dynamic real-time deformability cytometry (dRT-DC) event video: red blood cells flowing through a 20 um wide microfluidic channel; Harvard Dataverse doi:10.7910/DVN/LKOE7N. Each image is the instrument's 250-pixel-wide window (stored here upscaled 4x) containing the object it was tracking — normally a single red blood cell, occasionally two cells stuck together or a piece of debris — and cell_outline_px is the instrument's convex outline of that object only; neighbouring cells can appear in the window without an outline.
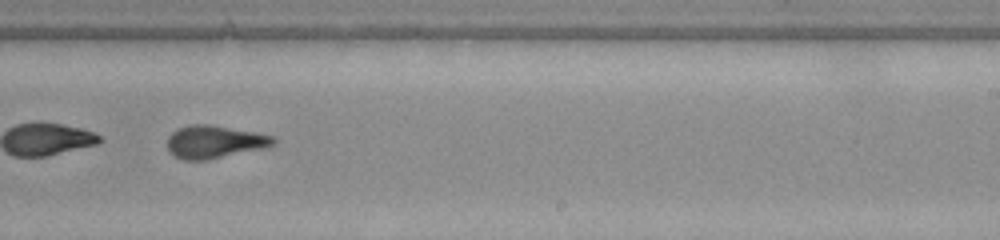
{"species": "common noctule bat (a hibernating species)", "species_latin": "Nyctalus noctula", "temperature_condition": "warm", "stored_images_in_passage": 47, "camera_frame_rate_fps": 3000, "um_per_image_px": 0.085, "animal": {"sex": "female", "body_mass_g": 22.0, "forearm_length_mm": 56.7}, "frame": {"image": 1, "passage_image": 30, "time_ms": 9.667, "image_size_px": [1000, 240], "cell_outline_px": [[276, 140], [272, 144], [260, 148], [208, 160], [184, 160], [168, 152], [168, 136], [172, 132], [180, 128], [192, 124], [208, 124], [252, 132], [272, 136]], "centroid_in_image_um": [18.15, 12.06], "position_along_channel_um": 270.8, "area_um2": 19.71}}
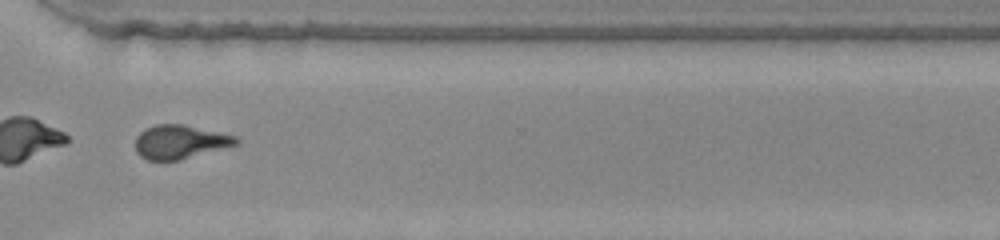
{"frame": {"image": 2, "passage_image": 36, "time_ms": 11.667, "image_size_px": [1000, 240], "cell_outline_px": [[240, 144], [180, 160], [148, 160], [140, 156], [136, 152], [136, 136], [140, 132], [156, 124], [184, 124], [236, 136], [240, 140]], "centroid_in_image_um": [15.33, 12.06], "position_along_channel_um": 355.3, "area_um2": 19.88}}